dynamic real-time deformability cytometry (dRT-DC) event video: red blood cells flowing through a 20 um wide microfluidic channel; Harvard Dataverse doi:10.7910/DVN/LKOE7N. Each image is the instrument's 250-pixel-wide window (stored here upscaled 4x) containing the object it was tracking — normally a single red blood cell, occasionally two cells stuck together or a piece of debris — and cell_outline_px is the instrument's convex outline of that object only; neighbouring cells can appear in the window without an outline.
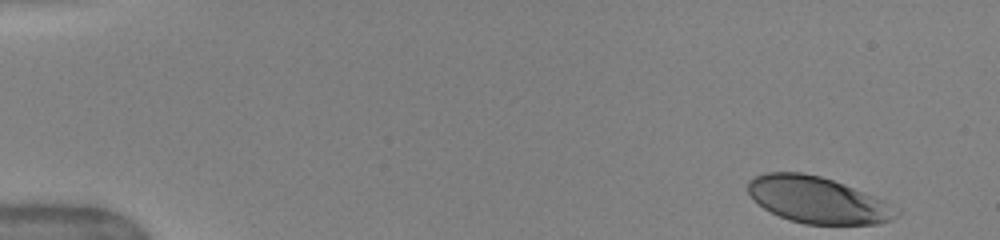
{"species": "human", "species_latin": "Homo sapiens", "temperature_condition": "warm", "stored_images_in_passage": 42, "camera_frame_rate_fps": 3000, "um_per_image_px": 0.085, "donor": {"sex": "female"}, "frame": {"image": 1, "passage_image": 1, "time_ms": 0.0, "image_size_px": [1000, 240], "cell_outline_px": [[900, 216], [892, 220], [880, 224], [804, 224], [788, 220], [764, 208], [752, 200], [748, 192], [748, 180], [764, 172], [800, 172], [820, 176], [844, 184], [888, 200], [900, 208]], "centroid_in_image_um": [69.57, 17.0], "position_along_channel_um": 15.4, "area_um2": 40.81}}
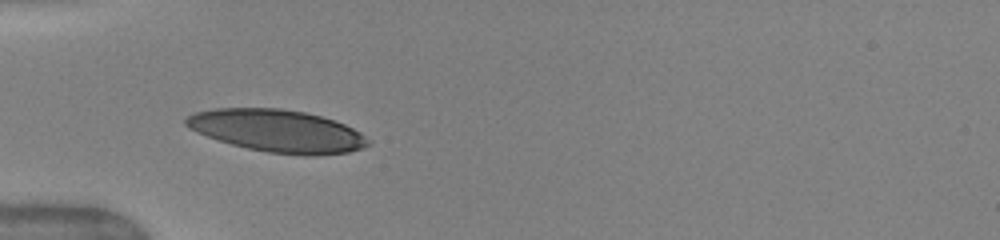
{"frame": {"image": 2, "passage_image": 14, "time_ms": 4.333, "image_size_px": [1000, 240], "cell_outline_px": [[372, 144], [364, 148], [348, 152], [316, 156], [304, 156], [268, 152], [248, 148], [232, 144], [196, 132], [188, 128], [184, 124], [184, 120], [188, 116], [196, 112], [212, 108], [280, 108], [304, 112], [320, 116], [344, 124], [360, 132], [372, 140]], "centroid_in_image_um": [23.61, 11.13], "position_along_channel_um": 61.4, "area_um2": 45.14}}
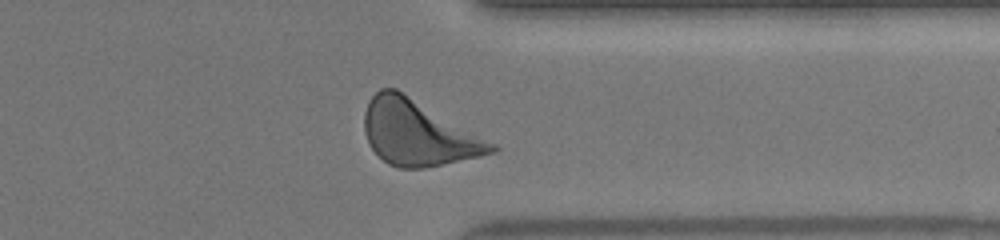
{"frame": {"image": 3, "passage_image": 38, "time_ms": 12.333, "image_size_px": [1000, 240], "cell_outline_px": [[500, 148], [496, 152], [480, 156], [424, 168], [396, 168], [388, 164], [372, 148], [364, 132], [364, 112], [368, 100], [380, 88], [396, 88], [496, 144]], "centroid_in_image_um": [35.52, 11.3], "position_along_channel_um": 375.9, "area_um2": 47.97}, "authors_computed_cell_mechanics": {"area_um2": 44.4771, "velocity_mm_per_s": 4.009, "shape_relaxation_time_tau1_ms": 2.913, "shape_relaxation_time_tau2_ms": 0.9438, "deformation_change_tau1": 0.1537, "deformation_change_tau2": 0.0744}}